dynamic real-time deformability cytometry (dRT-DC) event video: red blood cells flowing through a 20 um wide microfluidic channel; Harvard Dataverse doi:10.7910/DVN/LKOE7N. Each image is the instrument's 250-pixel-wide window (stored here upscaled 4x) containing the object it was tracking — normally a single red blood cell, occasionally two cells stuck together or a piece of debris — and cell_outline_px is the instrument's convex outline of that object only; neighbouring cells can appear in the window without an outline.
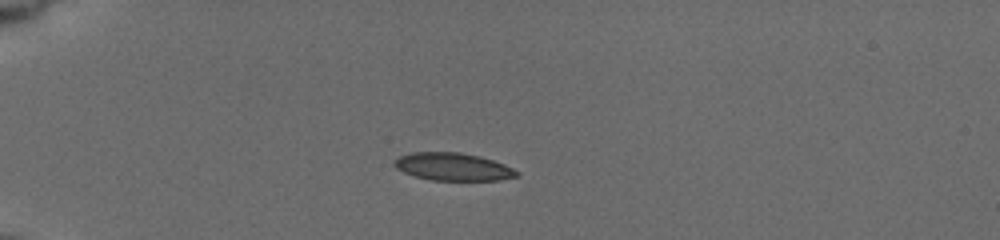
{"species": "common noctule bat (a hibernating species)", "species_latin": "Nyctalus noctula", "temperature_condition": "cold", "stored_images_in_passage": 21, "camera_frame_rate_fps": 3000, "um_per_image_px": 0.085, "animal": {"sex": "female", "body_mass_g": 19.5, "forearm_length_mm": 54.1}, "frame": {"image": 1, "passage_image": 1, "time_ms": 0.0, "image_size_px": [1000, 240], "cell_outline_px": [[520, 172], [516, 176], [496, 180], [432, 180], [416, 176], [404, 172], [396, 168], [392, 164], [392, 160], [400, 156], [412, 152], [456, 152], [476, 156], [492, 160], [504, 164]], "centroid_in_image_um": [38.45, 14.17], "position_along_channel_um": 46.6, "area_um2": 19.48}}
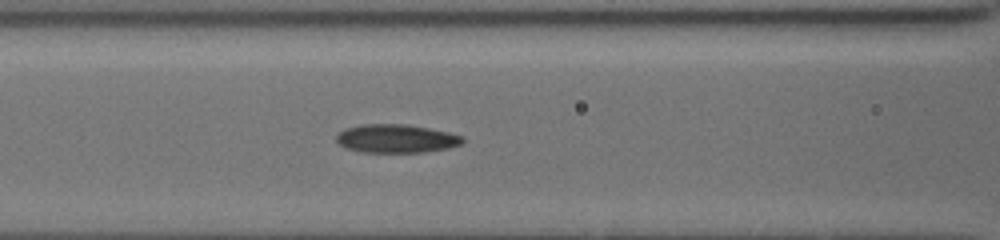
{"frame": {"image": 2, "passage_image": 15, "time_ms": 3.333, "image_size_px": [1000, 240], "cell_outline_px": [[464, 140], [460, 144], [444, 148], [424, 152], [360, 152], [348, 148], [340, 144], [336, 140], [336, 136], [340, 132], [348, 128], [364, 124], [408, 124], [448, 132], [460, 136]], "centroid_in_image_um": [33.65, 11.77], "position_along_channel_um": 132.9, "area_um2": 20.52}}
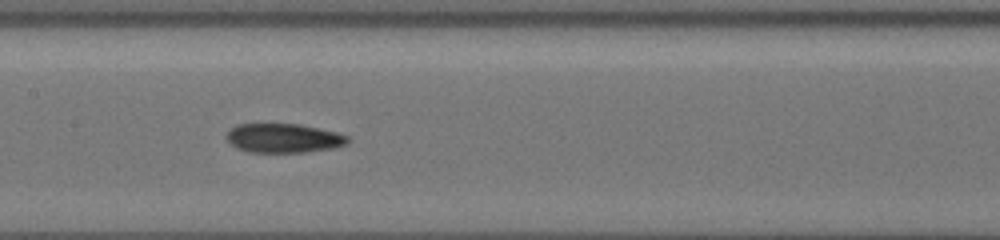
{"frame": {"image": 3, "passage_image": 20, "time_ms": 4.667, "image_size_px": [1000, 240], "cell_outline_px": [[348, 144], [332, 148], [304, 152], [248, 152], [236, 148], [228, 144], [224, 136], [236, 124], [300, 124], [336, 132], [348, 136]], "centroid_in_image_um": [24.05, 11.74], "position_along_channel_um": 183.4, "area_um2": 20.69}}